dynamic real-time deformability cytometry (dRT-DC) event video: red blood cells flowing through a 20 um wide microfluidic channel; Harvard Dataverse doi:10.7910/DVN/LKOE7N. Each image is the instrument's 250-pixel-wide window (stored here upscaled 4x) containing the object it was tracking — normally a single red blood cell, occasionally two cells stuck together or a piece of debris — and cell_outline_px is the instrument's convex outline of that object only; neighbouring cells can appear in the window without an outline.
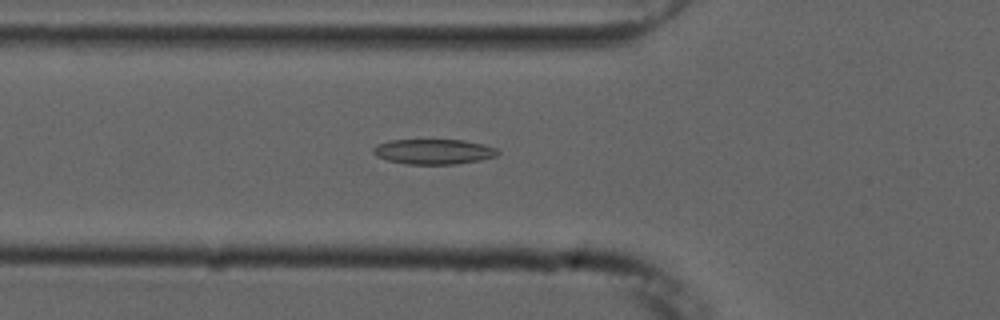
{"species": "common noctule bat (a hibernating species)", "species_latin": "Nyctalus noctula", "temperature_condition": "cold", "stored_images_in_passage": 45, "camera_frame_rate_fps": 3000, "um_per_image_px": 0.085, "animal": {"sex": "male", "forearm_length_mm": 52.5}, "frame": {"image": 1, "passage_image": 19, "time_ms": 6.0, "image_size_px": [1000, 320], "cell_outline_px": [[500, 152], [496, 156], [480, 160], [456, 164], [408, 164], [388, 160], [376, 156], [372, 152], [372, 148], [376, 144], [392, 140], [464, 140], [484, 144], [496, 148]], "centroid_in_image_um": [36.86, 12.88], "position_along_channel_um": 88.9, "area_um2": 18.26}}
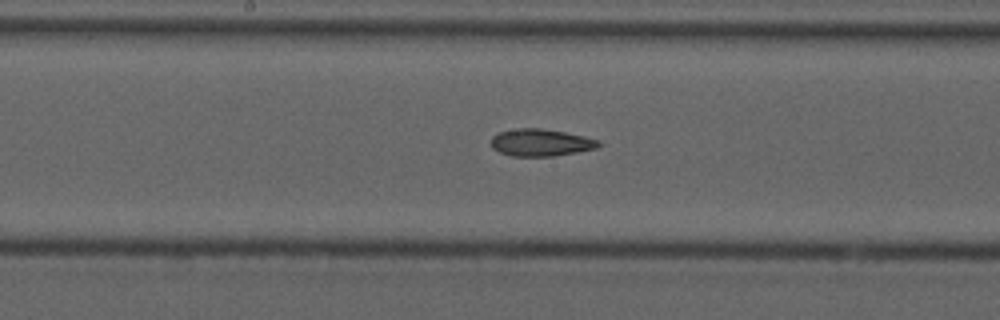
{"frame": {"image": 2, "passage_image": 28, "time_ms": 9.0, "image_size_px": [1000, 320], "cell_outline_px": [[604, 144], [596, 148], [576, 152], [552, 156], [512, 156], [500, 152], [492, 148], [492, 136], [500, 132], [520, 128], [540, 128], [564, 132], [584, 136], [600, 140]], "centroid_in_image_um": [46.0, 12.12], "position_along_channel_um": 202.2, "area_um2": 16.94}}
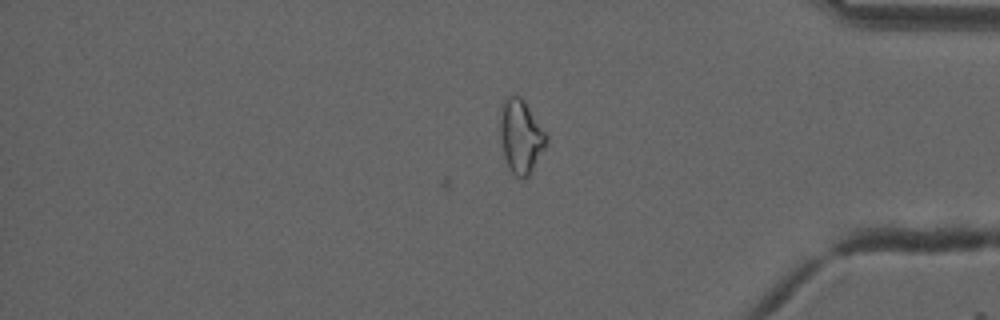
{"frame": {"image": 3, "passage_image": 45, "time_ms": 14.667, "image_size_px": [1000, 320], "cell_outline_px": [[548, 140], [544, 148], [528, 176], [524, 180], [520, 180], [512, 172], [504, 156], [500, 136], [500, 108], [504, 96], [520, 96], [524, 100], [548, 136]], "centroid_in_image_um": [44.25, 11.57], "position_along_channel_um": 390.9, "area_um2": 19.77}, "authors_computed_cell_mechanics": {"area_um2": 17.629, "velocity_mm_per_s": 3.7514, "shape_relaxation_time_tau1_ms": 7.6875, "shape_relaxation_time_tau2_ms": 6.0063, "deformation_change_tau1": 0.161, "deformation_change_tau2": 0.1503}}